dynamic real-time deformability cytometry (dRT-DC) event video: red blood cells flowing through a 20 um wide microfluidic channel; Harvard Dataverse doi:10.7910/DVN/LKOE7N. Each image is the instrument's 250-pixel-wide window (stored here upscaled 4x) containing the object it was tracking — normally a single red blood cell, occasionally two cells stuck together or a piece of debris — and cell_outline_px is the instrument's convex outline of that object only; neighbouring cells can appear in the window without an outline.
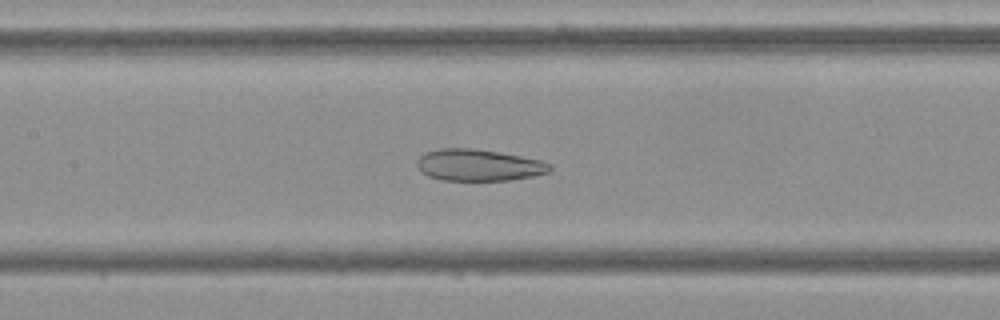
{"species": "Egyptian fruit bat (a non-hibernating species)", "species_latin": "Rousettus aegyptiacus", "temperature_condition": "cold", "stored_images_in_passage": 43, "camera_frame_rate_fps": 3000, "um_per_image_px": 0.085, "frame": {"image": 1, "passage_image": 14, "time_ms": 4.333, "image_size_px": [1000, 320], "cell_outline_px": [[552, 168], [548, 172], [532, 176], [512, 180], [440, 180], [428, 176], [416, 164], [416, 160], [424, 152], [440, 148], [472, 148], [500, 152], [540, 160], [548, 164]], "centroid_in_image_um": [40.65, 14.03], "position_along_channel_um": 166.8, "area_um2": 24.39}}
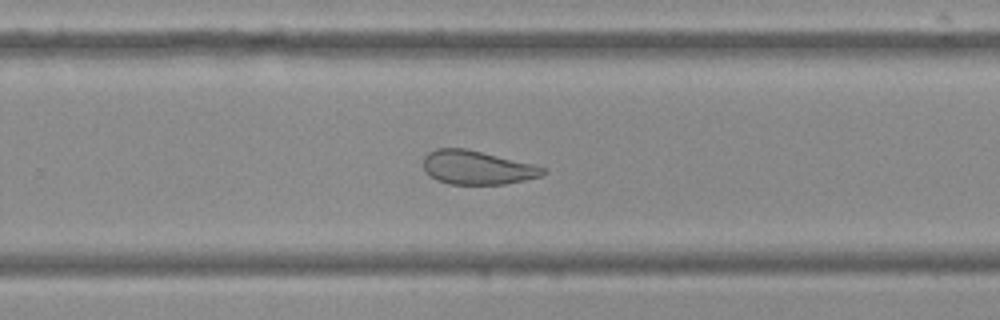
{"frame": {"image": 2, "passage_image": 24, "time_ms": 7.667, "image_size_px": [1000, 320], "cell_outline_px": [[548, 172], [540, 176], [524, 180], [504, 184], [448, 184], [436, 180], [424, 172], [424, 156], [428, 152], [436, 148], [464, 148], [536, 164], [544, 168]], "centroid_in_image_um": [40.54, 14.24], "position_along_channel_um": 289.3, "area_um2": 23.7}}
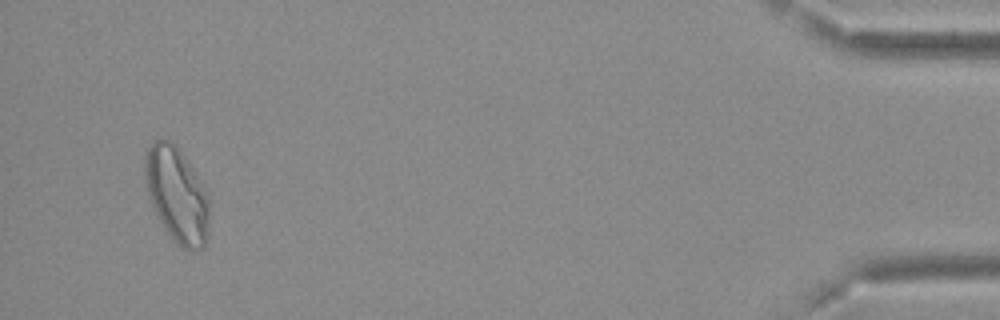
{"frame": {"image": 3, "passage_image": 41, "time_ms": 13.333, "image_size_px": [1000, 320], "cell_outline_px": [[208, 236], [204, 248], [184, 248], [164, 228], [152, 204], [148, 192], [144, 172], [144, 156], [148, 148], [156, 140], [168, 140], [184, 156], [208, 192]], "centroid_in_image_um": [15.04, 16.54], "position_along_channel_um": 420.2, "area_um2": 34.8}, "authors_computed_cell_mechanics": {"area_um2": 27.1082, "velocity_mm_per_s": 3.6875, "shape_relaxation_time_tau1_ms": null, "shape_relaxation_time_tau2_ms": 2.4229, "deformation_change_tau1": null, "deformation_change_tau2": 0.0949}}